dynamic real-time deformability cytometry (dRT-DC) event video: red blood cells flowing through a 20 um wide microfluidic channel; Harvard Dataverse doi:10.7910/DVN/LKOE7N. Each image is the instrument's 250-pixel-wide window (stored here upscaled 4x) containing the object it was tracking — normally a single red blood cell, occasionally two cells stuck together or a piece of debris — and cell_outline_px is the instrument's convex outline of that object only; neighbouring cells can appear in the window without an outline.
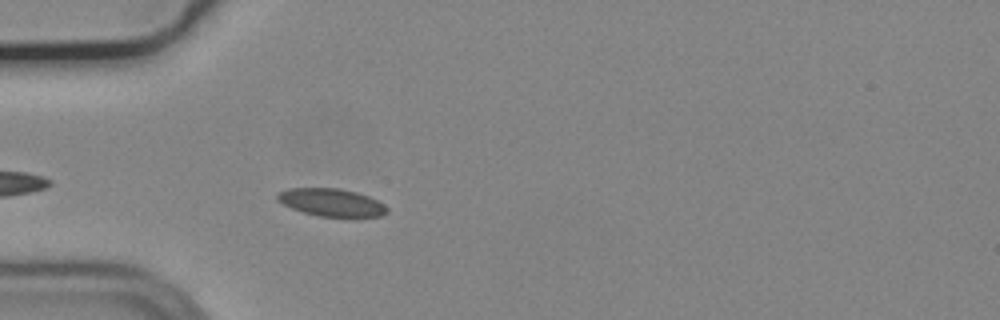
{"species": "common noctule bat (a hibernating species)", "species_latin": "Nyctalus noctula", "temperature_condition": "cold", "stored_images_in_passage": 9, "camera_frame_rate_fps": 3000, "um_per_image_px": 0.085, "animal": {"sex": "male", "body_mass_g": 19.2, "forearm_length_mm": 51.8}, "frame": {"image": 1, "passage_image": 4, "time_ms": 1.0, "image_size_px": [1000, 320], "cell_outline_px": [[388, 212], [380, 216], [320, 216], [304, 212], [292, 208], [276, 200], [276, 196], [280, 192], [288, 188], [340, 188], [356, 192], [368, 196], [384, 204], [388, 208]], "centroid_in_image_um": [28.17, 17.19], "position_along_channel_um": 56.8, "area_um2": 17.46}}